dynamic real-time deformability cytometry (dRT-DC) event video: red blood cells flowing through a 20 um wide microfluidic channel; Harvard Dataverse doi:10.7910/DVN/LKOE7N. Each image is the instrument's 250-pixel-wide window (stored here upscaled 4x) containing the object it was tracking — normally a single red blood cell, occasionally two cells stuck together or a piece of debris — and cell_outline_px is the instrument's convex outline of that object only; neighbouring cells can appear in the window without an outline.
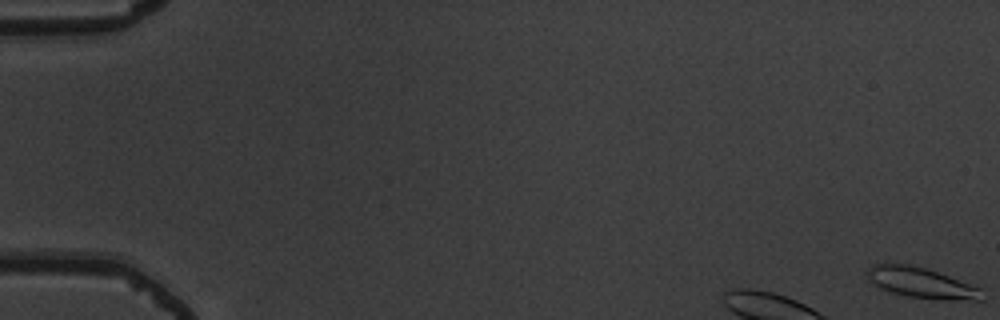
{"species": "common noctule bat (a hibernating species)", "species_latin": "Nyctalus noctula", "temperature_condition": "warm", "stored_images_in_passage": 8, "camera_frame_rate_fps": 3000, "um_per_image_px": 0.085, "animal": {"sex": "male", "body_mass_g": 19.5, "forearm_length_mm": 54.6}, "frame": {"image": 1, "passage_image": 1, "time_ms": 0.0, "image_size_px": [1000, 320], "cell_outline_px": [[984, 300], [944, 300], [908, 296], [892, 292], [880, 288], [868, 280], [868, 268], [872, 264], [908, 264], [924, 268], [948, 276], [980, 288]], "centroid_in_image_um": [78.3, 24.05], "position_along_channel_um": 6.7, "area_um2": 20.0}}